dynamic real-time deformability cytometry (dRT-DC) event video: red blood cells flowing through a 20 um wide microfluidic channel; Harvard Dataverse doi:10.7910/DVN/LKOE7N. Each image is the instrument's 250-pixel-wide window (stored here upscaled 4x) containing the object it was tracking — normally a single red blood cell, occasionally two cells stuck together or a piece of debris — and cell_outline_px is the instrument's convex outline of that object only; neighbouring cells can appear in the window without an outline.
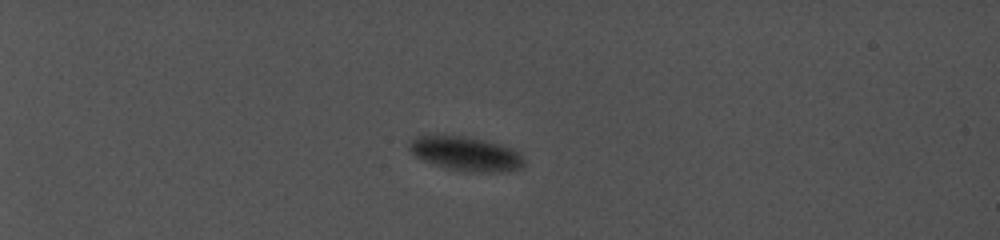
{"species": "common noctule bat (a hibernating species)", "species_latin": "Nyctalus noctula", "temperature_condition": "cold", "stored_images_in_passage": 51, "camera_frame_rate_fps": 5000, "um_per_image_px": 0.085, "animal": {"sex": "female", "body_mass_g": 19.0, "forearm_length_mm": 56.7}, "frame": {"image": 1, "passage_image": 19, "time_ms": 7.4, "image_size_px": [1000, 240], "cell_outline_px": [[524, 164], [520, 168], [504, 172], [464, 172], [444, 168], [424, 160], [416, 156], [408, 148], [412, 140], [424, 136], [444, 136], [476, 140], [492, 144], [516, 152], [520, 156]], "centroid_in_image_um": [39.54, 13.14], "position_along_channel_um": 45.5, "area_um2": 21.5}}
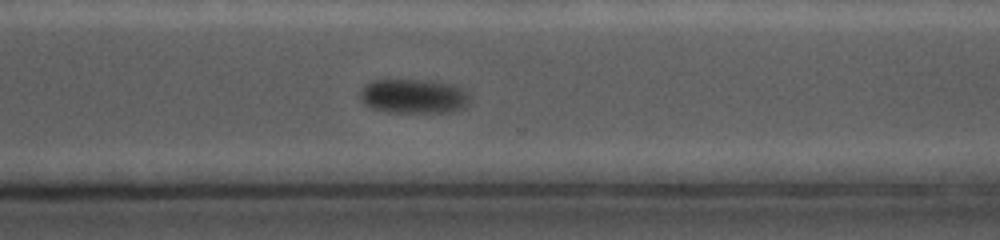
{"frame": {"image": 2, "passage_image": 42, "time_ms": 18.0, "image_size_px": [1000, 240], "cell_outline_px": [[468, 104], [460, 108], [448, 112], [388, 112], [372, 108], [364, 104], [360, 100], [360, 92], [372, 80], [428, 80], [452, 84], [460, 88], [464, 92], [468, 100]], "centroid_in_image_um": [35.1, 8.18], "position_along_channel_um": 335.5, "area_um2": 21.62}}
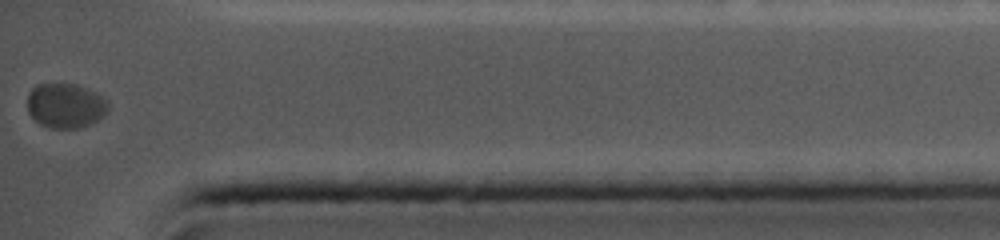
{"frame": {"image": 3, "passage_image": 51, "time_ms": 20.6, "image_size_px": [1000, 240], "cell_outline_px": [[108, 112], [96, 120], [80, 128], [48, 128], [40, 124], [28, 112], [28, 92], [36, 84], [76, 84], [108, 100]], "centroid_in_image_um": [5.54, 8.98], "position_along_channel_um": 429.7, "area_um2": 20.87}}